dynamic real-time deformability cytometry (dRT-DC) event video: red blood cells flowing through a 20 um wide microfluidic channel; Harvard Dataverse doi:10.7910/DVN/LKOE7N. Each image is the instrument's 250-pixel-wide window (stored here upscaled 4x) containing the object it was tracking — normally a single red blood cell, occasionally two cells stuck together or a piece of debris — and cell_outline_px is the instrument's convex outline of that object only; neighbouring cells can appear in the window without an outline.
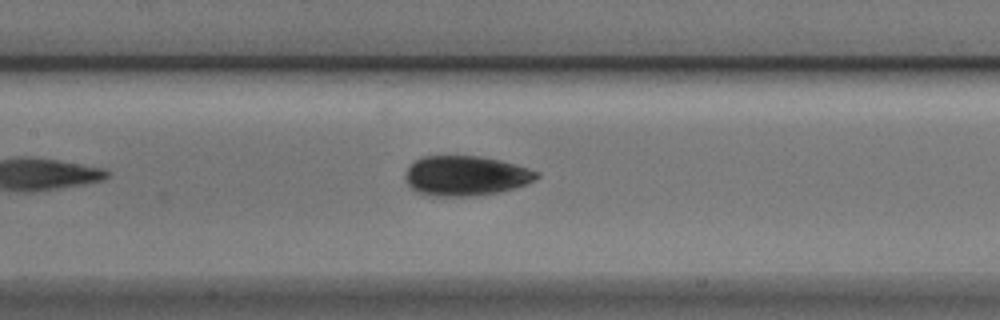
{"species": "Egyptian fruit bat (a non-hibernating species)", "species_latin": "Rousettus aegyptiacus", "temperature_condition": "cold", "stored_images_in_passage": 7, "camera_frame_rate_fps": 3000, "um_per_image_px": 0.085, "animal": {"sex": "male"}, "frame": {"image": 1, "passage_image": 7, "time_ms": 2.0, "image_size_px": [1000, 320], "cell_outline_px": [[540, 176], [536, 180], [500, 192], [472, 196], [424, 196], [416, 192], [408, 184], [408, 168], [420, 156], [480, 156], [500, 160], [516, 164], [540, 172]], "centroid_in_image_um": [39.62, 14.94], "position_along_channel_um": 167.8, "area_um2": 30.46}}